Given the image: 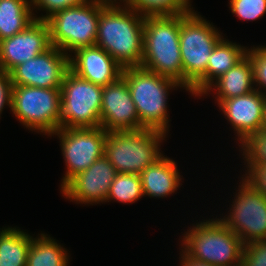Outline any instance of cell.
I'll use <instances>...</instances> for the list:
<instances>
[{"mask_svg": "<svg viewBox=\"0 0 266 266\" xmlns=\"http://www.w3.org/2000/svg\"><path fill=\"white\" fill-rule=\"evenodd\" d=\"M120 4L100 1L96 45L111 55L123 69L140 67L145 17Z\"/></svg>", "mask_w": 266, "mask_h": 266, "instance_id": "1", "label": "cell"}, {"mask_svg": "<svg viewBox=\"0 0 266 266\" xmlns=\"http://www.w3.org/2000/svg\"><path fill=\"white\" fill-rule=\"evenodd\" d=\"M222 38V33L195 10L181 14L179 41L183 87L195 97L202 96L206 90L208 60Z\"/></svg>", "mask_w": 266, "mask_h": 266, "instance_id": "2", "label": "cell"}, {"mask_svg": "<svg viewBox=\"0 0 266 266\" xmlns=\"http://www.w3.org/2000/svg\"><path fill=\"white\" fill-rule=\"evenodd\" d=\"M181 14L146 16L141 68L173 79L183 86L180 55Z\"/></svg>", "mask_w": 266, "mask_h": 266, "instance_id": "3", "label": "cell"}, {"mask_svg": "<svg viewBox=\"0 0 266 266\" xmlns=\"http://www.w3.org/2000/svg\"><path fill=\"white\" fill-rule=\"evenodd\" d=\"M122 76L130 90L142 127L167 134L168 94L171 89L183 86L173 79L141 67L124 68Z\"/></svg>", "mask_w": 266, "mask_h": 266, "instance_id": "4", "label": "cell"}, {"mask_svg": "<svg viewBox=\"0 0 266 266\" xmlns=\"http://www.w3.org/2000/svg\"><path fill=\"white\" fill-rule=\"evenodd\" d=\"M209 220L196 223L183 234L182 250L213 266H241L244 243L219 218Z\"/></svg>", "mask_w": 266, "mask_h": 266, "instance_id": "5", "label": "cell"}, {"mask_svg": "<svg viewBox=\"0 0 266 266\" xmlns=\"http://www.w3.org/2000/svg\"><path fill=\"white\" fill-rule=\"evenodd\" d=\"M166 134L153 129L107 131L104 156L117 173L138 174L158 160Z\"/></svg>", "mask_w": 266, "mask_h": 266, "instance_id": "6", "label": "cell"}, {"mask_svg": "<svg viewBox=\"0 0 266 266\" xmlns=\"http://www.w3.org/2000/svg\"><path fill=\"white\" fill-rule=\"evenodd\" d=\"M99 17L100 0H87L53 13L46 19L51 44L69 56L78 48L95 46Z\"/></svg>", "mask_w": 266, "mask_h": 266, "instance_id": "7", "label": "cell"}, {"mask_svg": "<svg viewBox=\"0 0 266 266\" xmlns=\"http://www.w3.org/2000/svg\"><path fill=\"white\" fill-rule=\"evenodd\" d=\"M10 110L24 127L50 136L60 128V88L12 85Z\"/></svg>", "mask_w": 266, "mask_h": 266, "instance_id": "8", "label": "cell"}, {"mask_svg": "<svg viewBox=\"0 0 266 266\" xmlns=\"http://www.w3.org/2000/svg\"><path fill=\"white\" fill-rule=\"evenodd\" d=\"M60 91V128L100 127L102 86L77 76L69 69Z\"/></svg>", "mask_w": 266, "mask_h": 266, "instance_id": "9", "label": "cell"}, {"mask_svg": "<svg viewBox=\"0 0 266 266\" xmlns=\"http://www.w3.org/2000/svg\"><path fill=\"white\" fill-rule=\"evenodd\" d=\"M241 178L230 213L220 220L244 244L266 240V197Z\"/></svg>", "mask_w": 266, "mask_h": 266, "instance_id": "10", "label": "cell"}, {"mask_svg": "<svg viewBox=\"0 0 266 266\" xmlns=\"http://www.w3.org/2000/svg\"><path fill=\"white\" fill-rule=\"evenodd\" d=\"M57 135L67 171L61 188L75 175L88 169L104 156L107 131L95 128H59L50 136Z\"/></svg>", "mask_w": 266, "mask_h": 266, "instance_id": "11", "label": "cell"}, {"mask_svg": "<svg viewBox=\"0 0 266 266\" xmlns=\"http://www.w3.org/2000/svg\"><path fill=\"white\" fill-rule=\"evenodd\" d=\"M69 70V55L51 46L36 57L19 64L10 72L12 85L61 88Z\"/></svg>", "mask_w": 266, "mask_h": 266, "instance_id": "12", "label": "cell"}, {"mask_svg": "<svg viewBox=\"0 0 266 266\" xmlns=\"http://www.w3.org/2000/svg\"><path fill=\"white\" fill-rule=\"evenodd\" d=\"M51 46L46 20L35 19L21 32L0 41V70L9 73Z\"/></svg>", "mask_w": 266, "mask_h": 266, "instance_id": "13", "label": "cell"}, {"mask_svg": "<svg viewBox=\"0 0 266 266\" xmlns=\"http://www.w3.org/2000/svg\"><path fill=\"white\" fill-rule=\"evenodd\" d=\"M100 127L106 131H136L140 124L135 104L123 76L103 87Z\"/></svg>", "mask_w": 266, "mask_h": 266, "instance_id": "14", "label": "cell"}, {"mask_svg": "<svg viewBox=\"0 0 266 266\" xmlns=\"http://www.w3.org/2000/svg\"><path fill=\"white\" fill-rule=\"evenodd\" d=\"M116 174L114 166L103 156L88 169L72 177L61 188L62 194L76 203L94 205L106 202Z\"/></svg>", "mask_w": 266, "mask_h": 266, "instance_id": "15", "label": "cell"}, {"mask_svg": "<svg viewBox=\"0 0 266 266\" xmlns=\"http://www.w3.org/2000/svg\"><path fill=\"white\" fill-rule=\"evenodd\" d=\"M265 98L266 94L255 89L245 95L224 99L218 104L236 132L239 144L262 129Z\"/></svg>", "mask_w": 266, "mask_h": 266, "instance_id": "16", "label": "cell"}, {"mask_svg": "<svg viewBox=\"0 0 266 266\" xmlns=\"http://www.w3.org/2000/svg\"><path fill=\"white\" fill-rule=\"evenodd\" d=\"M73 53L69 56V69L89 82L104 87L122 76L123 68L97 45L81 47Z\"/></svg>", "mask_w": 266, "mask_h": 266, "instance_id": "17", "label": "cell"}, {"mask_svg": "<svg viewBox=\"0 0 266 266\" xmlns=\"http://www.w3.org/2000/svg\"><path fill=\"white\" fill-rule=\"evenodd\" d=\"M144 197L163 198L175 193L181 182L176 162L162 155L140 174Z\"/></svg>", "mask_w": 266, "mask_h": 266, "instance_id": "18", "label": "cell"}, {"mask_svg": "<svg viewBox=\"0 0 266 266\" xmlns=\"http://www.w3.org/2000/svg\"><path fill=\"white\" fill-rule=\"evenodd\" d=\"M217 89V90H216ZM255 90L253 82L252 62L247 54L240 62L215 80L205 92L216 91V101L219 104L224 99L248 94Z\"/></svg>", "mask_w": 266, "mask_h": 266, "instance_id": "19", "label": "cell"}, {"mask_svg": "<svg viewBox=\"0 0 266 266\" xmlns=\"http://www.w3.org/2000/svg\"><path fill=\"white\" fill-rule=\"evenodd\" d=\"M34 15L30 0H0V41L24 30Z\"/></svg>", "mask_w": 266, "mask_h": 266, "instance_id": "20", "label": "cell"}, {"mask_svg": "<svg viewBox=\"0 0 266 266\" xmlns=\"http://www.w3.org/2000/svg\"><path fill=\"white\" fill-rule=\"evenodd\" d=\"M224 39L222 38L217 43L209 57L206 69V90L247 55L248 47H241L239 44Z\"/></svg>", "mask_w": 266, "mask_h": 266, "instance_id": "21", "label": "cell"}, {"mask_svg": "<svg viewBox=\"0 0 266 266\" xmlns=\"http://www.w3.org/2000/svg\"><path fill=\"white\" fill-rule=\"evenodd\" d=\"M0 231V266H27L32 236L16 227Z\"/></svg>", "mask_w": 266, "mask_h": 266, "instance_id": "22", "label": "cell"}, {"mask_svg": "<svg viewBox=\"0 0 266 266\" xmlns=\"http://www.w3.org/2000/svg\"><path fill=\"white\" fill-rule=\"evenodd\" d=\"M69 253L55 239L40 234L33 238L27 254V266H67Z\"/></svg>", "mask_w": 266, "mask_h": 266, "instance_id": "23", "label": "cell"}, {"mask_svg": "<svg viewBox=\"0 0 266 266\" xmlns=\"http://www.w3.org/2000/svg\"><path fill=\"white\" fill-rule=\"evenodd\" d=\"M190 0H126L124 4L142 16H172L187 14L191 7Z\"/></svg>", "mask_w": 266, "mask_h": 266, "instance_id": "24", "label": "cell"}, {"mask_svg": "<svg viewBox=\"0 0 266 266\" xmlns=\"http://www.w3.org/2000/svg\"><path fill=\"white\" fill-rule=\"evenodd\" d=\"M142 196L144 194L140 175L117 173L110 185L106 202L115 200L120 203H134Z\"/></svg>", "mask_w": 266, "mask_h": 266, "instance_id": "25", "label": "cell"}, {"mask_svg": "<svg viewBox=\"0 0 266 266\" xmlns=\"http://www.w3.org/2000/svg\"><path fill=\"white\" fill-rule=\"evenodd\" d=\"M246 167L266 163V129L254 132L240 143Z\"/></svg>", "mask_w": 266, "mask_h": 266, "instance_id": "26", "label": "cell"}, {"mask_svg": "<svg viewBox=\"0 0 266 266\" xmlns=\"http://www.w3.org/2000/svg\"><path fill=\"white\" fill-rule=\"evenodd\" d=\"M232 14L245 21H255L266 14V0H230Z\"/></svg>", "mask_w": 266, "mask_h": 266, "instance_id": "27", "label": "cell"}, {"mask_svg": "<svg viewBox=\"0 0 266 266\" xmlns=\"http://www.w3.org/2000/svg\"><path fill=\"white\" fill-rule=\"evenodd\" d=\"M247 54L252 62L255 89L266 94V92H263L264 90L266 91V47L257 46L256 48H248Z\"/></svg>", "mask_w": 266, "mask_h": 266, "instance_id": "28", "label": "cell"}, {"mask_svg": "<svg viewBox=\"0 0 266 266\" xmlns=\"http://www.w3.org/2000/svg\"><path fill=\"white\" fill-rule=\"evenodd\" d=\"M241 266H266V240L244 244Z\"/></svg>", "mask_w": 266, "mask_h": 266, "instance_id": "29", "label": "cell"}, {"mask_svg": "<svg viewBox=\"0 0 266 266\" xmlns=\"http://www.w3.org/2000/svg\"><path fill=\"white\" fill-rule=\"evenodd\" d=\"M87 0H30L32 10H46V14L36 17L37 20H46L53 13L64 10L65 8L80 5Z\"/></svg>", "mask_w": 266, "mask_h": 266, "instance_id": "30", "label": "cell"}, {"mask_svg": "<svg viewBox=\"0 0 266 266\" xmlns=\"http://www.w3.org/2000/svg\"><path fill=\"white\" fill-rule=\"evenodd\" d=\"M246 168L243 179L266 197V163H256Z\"/></svg>", "mask_w": 266, "mask_h": 266, "instance_id": "31", "label": "cell"}, {"mask_svg": "<svg viewBox=\"0 0 266 266\" xmlns=\"http://www.w3.org/2000/svg\"><path fill=\"white\" fill-rule=\"evenodd\" d=\"M12 82L9 73L0 70V117L4 106L11 108Z\"/></svg>", "mask_w": 266, "mask_h": 266, "instance_id": "32", "label": "cell"}, {"mask_svg": "<svg viewBox=\"0 0 266 266\" xmlns=\"http://www.w3.org/2000/svg\"><path fill=\"white\" fill-rule=\"evenodd\" d=\"M181 253H180V256L182 260H180V266H213L211 264H208L207 262H202V261L193 259L191 256L186 254L183 250Z\"/></svg>", "mask_w": 266, "mask_h": 266, "instance_id": "33", "label": "cell"}, {"mask_svg": "<svg viewBox=\"0 0 266 266\" xmlns=\"http://www.w3.org/2000/svg\"><path fill=\"white\" fill-rule=\"evenodd\" d=\"M262 129H266V98L263 106V120H262Z\"/></svg>", "mask_w": 266, "mask_h": 266, "instance_id": "34", "label": "cell"}, {"mask_svg": "<svg viewBox=\"0 0 266 266\" xmlns=\"http://www.w3.org/2000/svg\"><path fill=\"white\" fill-rule=\"evenodd\" d=\"M106 3H118V0H100ZM121 3H124L126 0H119ZM123 1V2H122Z\"/></svg>", "mask_w": 266, "mask_h": 266, "instance_id": "35", "label": "cell"}]
</instances>
